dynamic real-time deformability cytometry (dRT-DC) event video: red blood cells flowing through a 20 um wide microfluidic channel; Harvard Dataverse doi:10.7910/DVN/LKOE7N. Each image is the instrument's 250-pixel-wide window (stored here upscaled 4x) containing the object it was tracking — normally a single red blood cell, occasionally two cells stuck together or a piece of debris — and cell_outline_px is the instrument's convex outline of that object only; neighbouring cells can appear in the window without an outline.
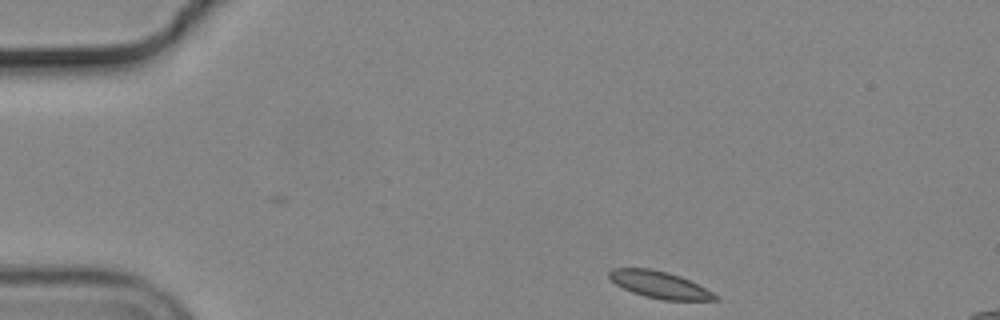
{"species": "common noctule bat (a hibernating species)", "species_latin": "Nyctalus noctula", "temperature_condition": "cold", "stored_images_in_passage": 43, "camera_frame_rate_fps": 3000, "um_per_image_px": 0.085, "animal": {"sex": "male", "body_mass_g": 19.2, "forearm_length_mm": 51.8}, "frame": {"image": 1, "passage_image": 1, "time_ms": 0.0, "image_size_px": [1000, 320], "cell_outline_px": [[720, 300], [664, 300], [644, 296], [632, 292], [616, 284], [608, 276], [608, 272], [612, 268], [648, 268], [668, 272], [680, 276], [720, 296]], "centroid_in_image_um": [56.06, 24.2], "position_along_channel_um": 28.9, "area_um2": 16.47}}
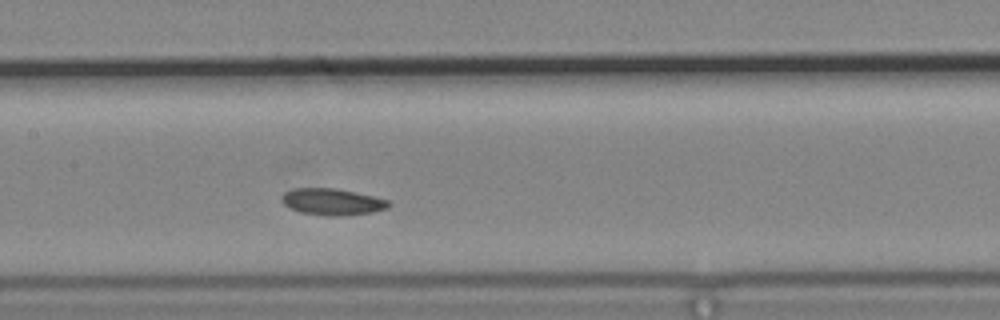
{"frame": {"image": 2, "passage_image": 19, "time_ms": 6.0, "image_size_px": [1000, 320], "cell_outline_px": [[392, 204], [388, 208], [372, 212], [336, 216], [328, 216], [300, 212], [288, 208], [280, 200], [280, 196], [284, 192], [292, 188], [336, 188], [356, 192], [388, 200]], "centroid_in_image_um": [28.19, 17.14], "position_along_channel_um": 179.2, "area_um2": 16.7}}
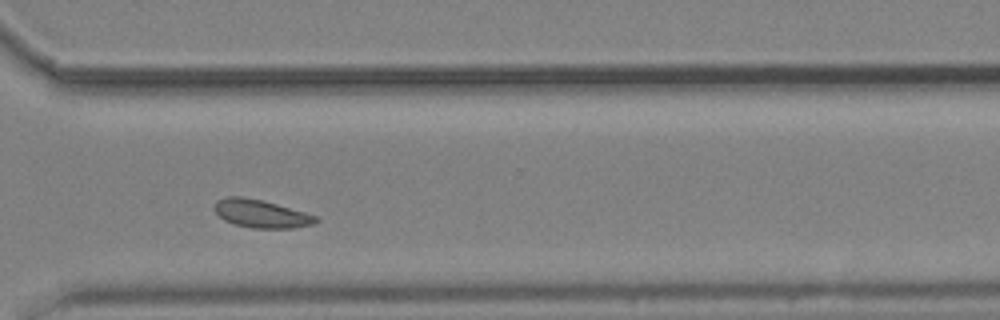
{"frame": {"image": 3, "passage_image": 33, "time_ms": 10.667, "image_size_px": [1000, 320], "cell_outline_px": [[320, 220], [312, 224], [292, 228], [252, 228], [236, 224], [224, 220], [216, 212], [216, 200], [224, 196], [240, 196], [264, 200], [320, 216]], "centroid_in_image_um": [22.25, 18.15], "position_along_channel_um": 348.4, "area_um2": 16.65}, "authors_computed_cell_mechanics": {"area_um2": 16.4152, "velocity_mm_per_s": 3.6376, "shape_relaxation_time_tau1_ms": 4.0423, "shape_relaxation_time_tau2_ms": null, "deformation_change_tau1": 0.0725, "deformation_change_tau2": null}}